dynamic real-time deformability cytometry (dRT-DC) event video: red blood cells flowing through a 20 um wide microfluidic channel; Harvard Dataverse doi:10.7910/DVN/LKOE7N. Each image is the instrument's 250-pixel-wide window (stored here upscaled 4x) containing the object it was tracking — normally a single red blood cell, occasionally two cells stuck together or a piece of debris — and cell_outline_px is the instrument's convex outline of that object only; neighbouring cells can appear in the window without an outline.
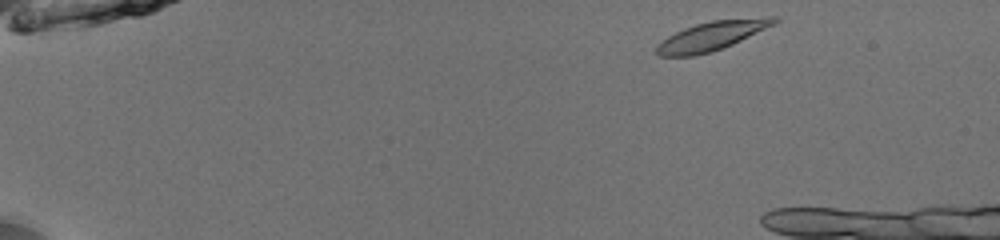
{"species": "common noctule bat (a hibernating species)", "species_latin": "Nyctalus noctula", "temperature_condition": "room temperature", "stored_images_in_passage": 14, "camera_frame_rate_fps": 3000, "um_per_image_px": 0.085, "animal": {"sex": "male", "body_mass_g": 13.0, "forearm_length_mm": 53.1}, "frame": {"image": 1, "passage_image": 1, "time_ms": 0.0, "image_size_px": [1000, 240], "cell_outline_px": [[780, 20], [776, 24], [732, 44], [712, 52], [692, 56], [660, 56], [656, 52], [656, 44], [668, 36], [684, 28], [696, 24], [712, 20], [768, 16], [776, 16]], "centroid_in_image_um": [60.54, 3.03], "position_along_channel_um": 24.5, "area_um2": 20.0}}